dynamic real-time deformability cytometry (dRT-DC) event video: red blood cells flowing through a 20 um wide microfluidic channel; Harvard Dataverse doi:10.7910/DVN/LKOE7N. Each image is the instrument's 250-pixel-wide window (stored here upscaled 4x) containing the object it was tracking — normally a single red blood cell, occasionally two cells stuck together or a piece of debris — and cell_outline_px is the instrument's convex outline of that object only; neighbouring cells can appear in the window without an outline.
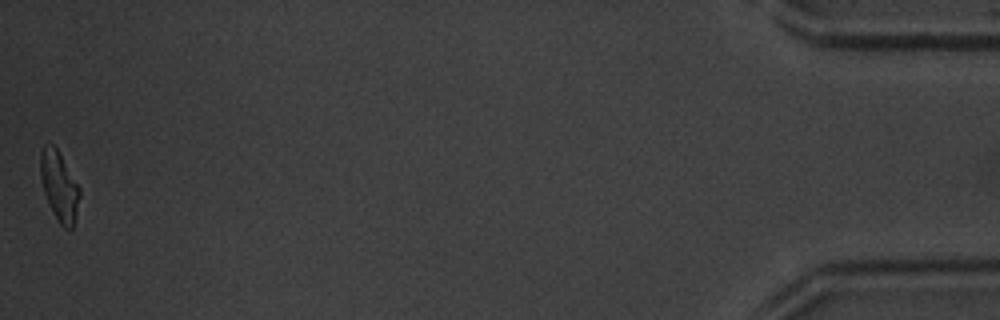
{"species": "common noctule bat (a hibernating species)", "species_latin": "Nyctalus noctula", "temperature_condition": "warm", "stored_images_in_passage": 38, "camera_frame_rate_fps": 3000, "um_per_image_px": 0.085, "animal": {"sex": "male", "body_mass_g": 20.1, "forearm_length_mm": 53.5}, "frame": {"image": 1, "passage_image": 38, "time_ms": 12.333, "image_size_px": [1000, 320], "cell_outline_px": [[80, 196], [72, 228], [64, 228], [60, 224], [44, 192], [40, 176], [40, 152], [44, 144], [52, 144], [56, 148], [80, 188]], "centroid_in_image_um": [5.02, 15.78], "position_along_channel_um": 430.2, "area_um2": 15.37}, "authors_computed_cell_mechanics": {"area_um2": 16.9354, "velocity_mm_per_s": 4.1383, "shape_relaxation_time_tau1_ms": 3.1148, "shape_relaxation_time_tau2_ms": 2.5657, "deformation_change_tau1": 0.1596, "deformation_change_tau2": 0.1104}}